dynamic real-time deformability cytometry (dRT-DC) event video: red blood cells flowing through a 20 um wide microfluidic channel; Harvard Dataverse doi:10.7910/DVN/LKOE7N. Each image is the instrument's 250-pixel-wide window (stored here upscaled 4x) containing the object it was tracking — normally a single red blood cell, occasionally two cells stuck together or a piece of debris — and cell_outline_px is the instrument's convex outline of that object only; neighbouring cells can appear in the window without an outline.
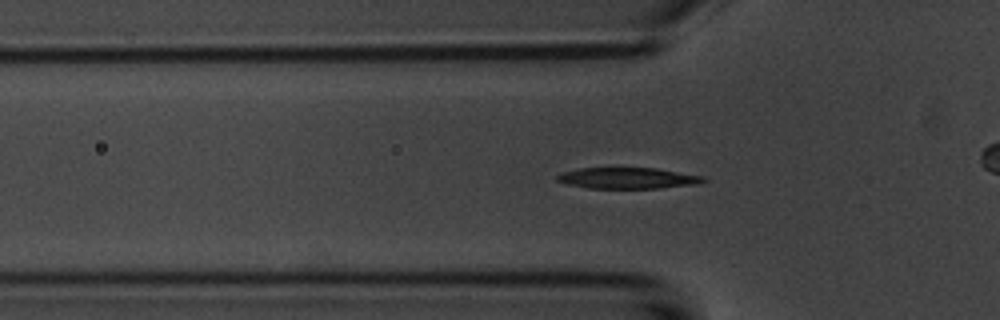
{"species": "common noctule bat (a hibernating species)", "species_latin": "Nyctalus noctula", "temperature_condition": "room temperature", "stored_images_in_passage": 54, "camera_frame_rate_fps": 3000, "um_per_image_px": 0.085, "animal": {"sex": "male", "body_mass_g": 20.1, "forearm_length_mm": 53.5}, "frame": {"image": 1, "passage_image": 16, "time_ms": 5.0, "image_size_px": [1000, 320], "cell_outline_px": [[708, 180], [700, 184], [660, 188], [588, 188], [568, 184], [556, 180], [556, 176], [564, 172], [580, 168], [656, 168], [704, 176]], "centroid_in_image_um": [53.42, 15.14], "position_along_channel_um": 72.4, "area_um2": 17.98}}
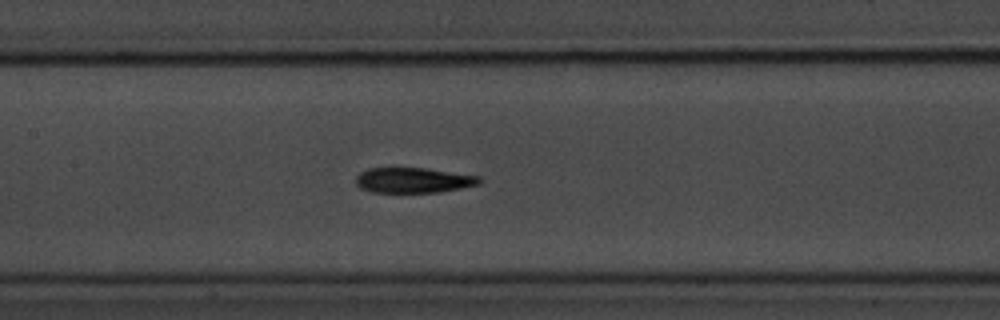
{"frame": {"image": 2, "passage_image": 24, "time_ms": 7.667, "image_size_px": [1000, 320], "cell_outline_px": [[484, 180], [480, 184], [440, 192], [372, 192], [360, 188], [356, 184], [356, 176], [360, 172], [368, 168], [428, 168], [480, 176]], "centroid_in_image_um": [35.16, 15.31], "position_along_channel_um": 172.2, "area_um2": 18.32}}
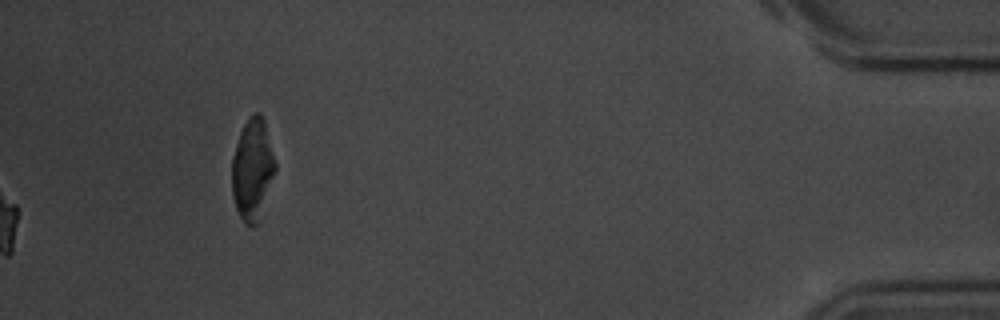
{"frame": {"image": 3, "passage_image": 54, "time_ms": 17.667, "image_size_px": [1000, 320], "cell_outline_px": [[276, 172], [260, 224], [252, 228], [244, 224], [236, 208], [232, 192], [232, 156], [240, 132], [248, 116], [252, 112], [260, 112], [264, 120], [276, 164]], "centroid_in_image_um": [21.48, 14.47], "position_along_channel_um": 413.7, "area_um2": 26.36}, "authors_computed_cell_mechanics": {"area_um2": 18.4382, "velocity_mm_per_s": 3.712, "shape_relaxation_time_tau1_ms": 2.955, "shape_relaxation_time_tau2_ms": 4.1949, "deformation_change_tau1": 0.1799, "deformation_change_tau2": 0.1333}}